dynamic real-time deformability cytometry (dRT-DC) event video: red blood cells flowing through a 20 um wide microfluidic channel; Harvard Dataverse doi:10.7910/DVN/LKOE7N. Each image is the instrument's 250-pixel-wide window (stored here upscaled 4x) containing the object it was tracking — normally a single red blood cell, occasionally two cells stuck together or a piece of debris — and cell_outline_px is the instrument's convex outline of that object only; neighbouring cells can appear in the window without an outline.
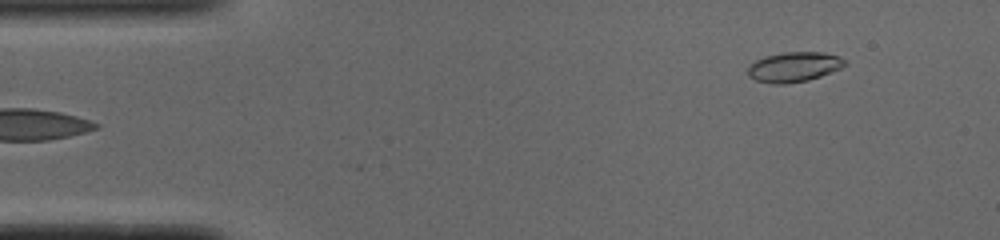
{"species": "common noctule bat (a hibernating species)", "species_latin": "Nyctalus noctula", "temperature_condition": "cold", "stored_images_in_passage": 48, "camera_frame_rate_fps": 3000, "um_per_image_px": 0.085, "animal": {"sex": "male", "body_mass_g": 19.0, "forearm_length_mm": 50.8}, "frame": {"image": 1, "passage_image": 2, "time_ms": 0.333, "image_size_px": [1000, 240], "cell_outline_px": [[848, 64], [840, 68], [820, 76], [808, 80], [784, 84], [772, 84], [756, 80], [748, 76], [748, 68], [756, 60], [764, 56], [784, 52], [824, 52], [840, 56], [848, 60]], "centroid_in_image_um": [67.52, 5.68], "position_along_channel_um": 17.5, "area_um2": 16.99}}
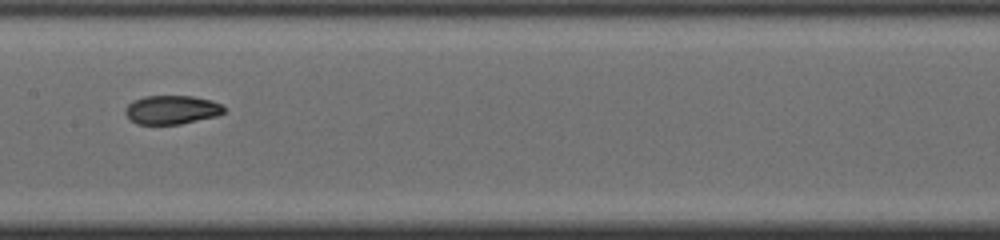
{"frame": {"image": 2, "passage_image": 22, "time_ms": 7.0, "image_size_px": [1000, 240], "cell_outline_px": [[224, 112], [216, 116], [180, 124], [136, 124], [124, 112], [124, 108], [132, 100], [144, 96], [192, 96], [212, 100], [220, 104], [224, 108]], "centroid_in_image_um": [14.57, 9.32], "position_along_channel_um": 192.8, "area_um2": 16.53}}
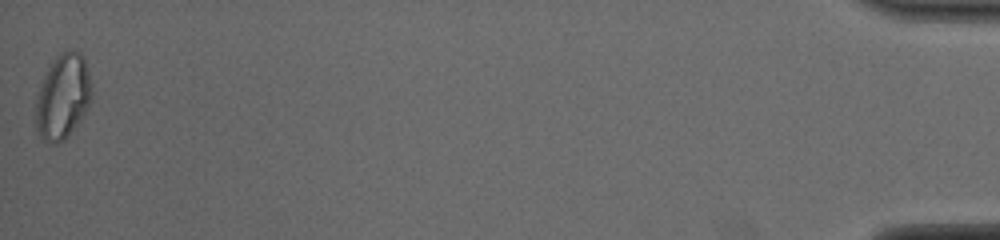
{"frame": {"image": 3, "passage_image": 48, "time_ms": 15.667, "image_size_px": [1000, 240], "cell_outline_px": [[92, 92], [88, 104], [80, 120], [68, 136], [64, 140], [56, 144], [52, 144], [44, 140], [40, 136], [36, 128], [36, 96], [40, 84], [48, 64], [60, 52], [72, 48], [80, 52], [84, 56], [92, 84]], "centroid_in_image_um": [5.33, 8.16], "position_along_channel_um": 429.9, "area_um2": 28.03}, "authors_computed_cell_mechanics": {"area_um2": 17.051, "velocity_mm_per_s": 3.8855, "shape_relaxation_time_tau1_ms": 6.4145, "shape_relaxation_time_tau2_ms": 1.9112, "deformation_change_tau1": 0.1928, "deformation_change_tau2": 0.0457}}